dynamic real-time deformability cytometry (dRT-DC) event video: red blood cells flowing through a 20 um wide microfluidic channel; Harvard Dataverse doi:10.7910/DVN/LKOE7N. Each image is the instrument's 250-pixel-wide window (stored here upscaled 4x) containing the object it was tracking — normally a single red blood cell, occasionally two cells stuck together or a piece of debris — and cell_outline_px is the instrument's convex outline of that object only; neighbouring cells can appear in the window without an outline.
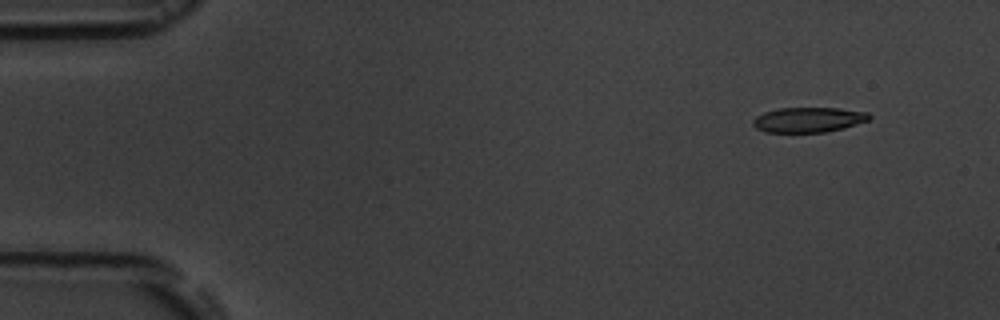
{"species": "common noctule bat (a hibernating species)", "species_latin": "Nyctalus noctula", "temperature_condition": "room temperature", "stored_images_in_passage": 5, "camera_frame_rate_fps": 3000, "um_per_image_px": 0.085, "animal": {"sex": "male", "body_mass_g": 19.5, "forearm_length_mm": 54.6}, "frame": {"image": 1, "passage_image": 1, "time_ms": 0.0, "image_size_px": [1000, 320], "cell_outline_px": [[872, 116], [868, 120], [844, 128], [824, 132], [764, 132], [756, 128], [752, 124], [752, 120], [756, 116], [764, 112], [780, 108], [836, 108], [868, 112]], "centroid_in_image_um": [68.7, 10.18], "position_along_channel_um": 16.3, "area_um2": 16.94}}
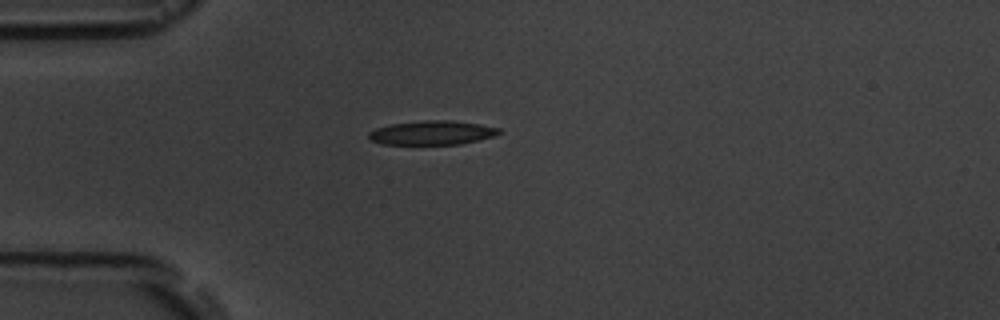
{"frame": {"image": 2, "passage_image": 4, "time_ms": 3.333, "image_size_px": [1000, 320], "cell_outline_px": [[500, 132], [496, 136], [480, 140], [460, 144], [380, 144], [372, 140], [368, 136], [368, 132], [376, 128], [392, 124], [424, 120], [452, 120], [480, 124], [500, 128]], "centroid_in_image_um": [36.76, 11.28], "position_along_channel_um": 48.2, "area_um2": 18.32}}